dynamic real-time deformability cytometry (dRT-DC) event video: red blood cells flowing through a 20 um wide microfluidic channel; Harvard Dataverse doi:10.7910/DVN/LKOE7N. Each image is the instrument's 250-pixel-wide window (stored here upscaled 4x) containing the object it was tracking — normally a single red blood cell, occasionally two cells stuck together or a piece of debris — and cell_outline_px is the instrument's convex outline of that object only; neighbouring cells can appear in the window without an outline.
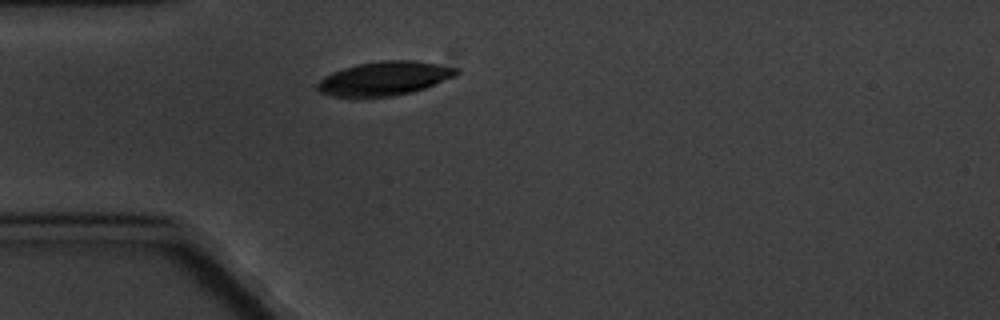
{"species": "common noctule bat (a hibernating species)", "species_latin": "Nyctalus noctula", "temperature_condition": "cold", "stored_images_in_passage": 1, "camera_frame_rate_fps": 3000, "um_per_image_px": 0.085, "animal": {"sex": "male", "body_mass_g": 20.1, "forearm_length_mm": 53.5}, "frame": {"image": 1, "passage_image": 1, "time_ms": 0.0, "image_size_px": [1000, 320], "cell_outline_px": [[460, 72], [456, 76], [424, 88], [412, 92], [392, 96], [364, 100], [352, 100], [332, 96], [320, 92], [316, 88], [316, 84], [324, 76], [332, 72], [356, 64], [380, 60], [416, 60], [456, 68]], "centroid_in_image_um": [32.59, 6.71], "position_along_channel_um": 52.4, "area_um2": 28.32}}